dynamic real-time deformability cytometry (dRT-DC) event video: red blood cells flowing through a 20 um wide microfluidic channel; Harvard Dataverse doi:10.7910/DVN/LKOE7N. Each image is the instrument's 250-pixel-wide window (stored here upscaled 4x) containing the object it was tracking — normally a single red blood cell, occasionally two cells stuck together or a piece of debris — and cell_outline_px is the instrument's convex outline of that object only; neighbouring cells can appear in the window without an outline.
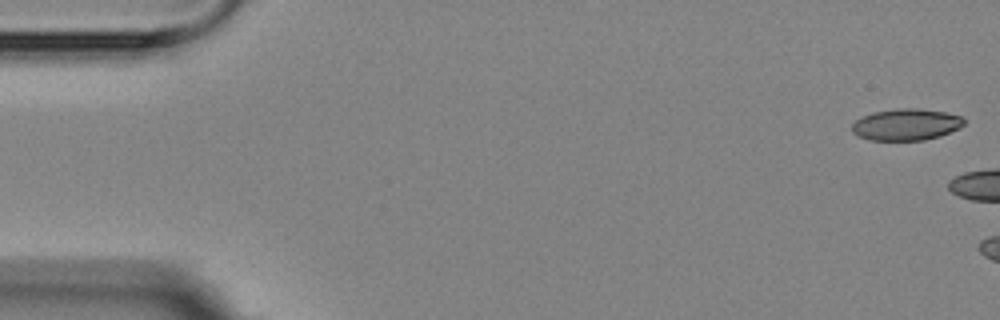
{"species": "Egyptian fruit bat (a non-hibernating species)", "species_latin": "Rousettus aegyptiacus", "temperature_condition": "room temperature", "stored_images_in_passage": 2, "camera_frame_rate_fps": 3000, "um_per_image_px": 0.085, "animal": {"sex": "female"}, "frame": {"image": 1, "passage_image": 1, "time_ms": 0.0, "image_size_px": [1000, 320], "cell_outline_px": [[964, 124], [960, 128], [940, 136], [924, 140], [872, 140], [860, 136], [852, 132], [852, 124], [856, 120], [872, 112], [896, 108], [916, 108], [944, 112], [960, 116], [964, 120]], "centroid_in_image_um": [77.03, 10.58], "position_along_channel_um": 8.0, "area_um2": 20.52}}